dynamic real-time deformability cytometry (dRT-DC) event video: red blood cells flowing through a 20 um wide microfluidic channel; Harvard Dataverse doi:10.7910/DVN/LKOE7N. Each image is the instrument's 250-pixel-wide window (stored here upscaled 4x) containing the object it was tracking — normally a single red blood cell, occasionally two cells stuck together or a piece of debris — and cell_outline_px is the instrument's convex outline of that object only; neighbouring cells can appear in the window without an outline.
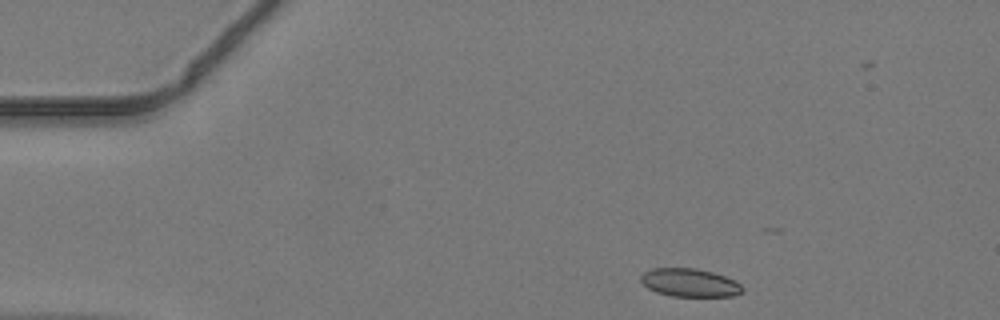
{"species": "common noctule bat (a hibernating species)", "species_latin": "Nyctalus noctula", "temperature_condition": "warm", "stored_images_in_passage": 37, "camera_frame_rate_fps": 3000, "um_per_image_px": 0.085, "animal": {"sex": "male", "body_mass_g": 19.2, "forearm_length_mm": 51.8}, "frame": {"image": 1, "passage_image": 1, "time_ms": 0.0, "image_size_px": [1000, 320], "cell_outline_px": [[744, 288], [740, 292], [732, 296], [672, 296], [656, 292], [648, 288], [640, 280], [640, 276], [644, 272], [652, 268], [696, 268], [712, 272], [736, 280]], "centroid_in_image_um": [58.61, 24.02], "position_along_channel_um": 26.4, "area_um2": 16.65}}
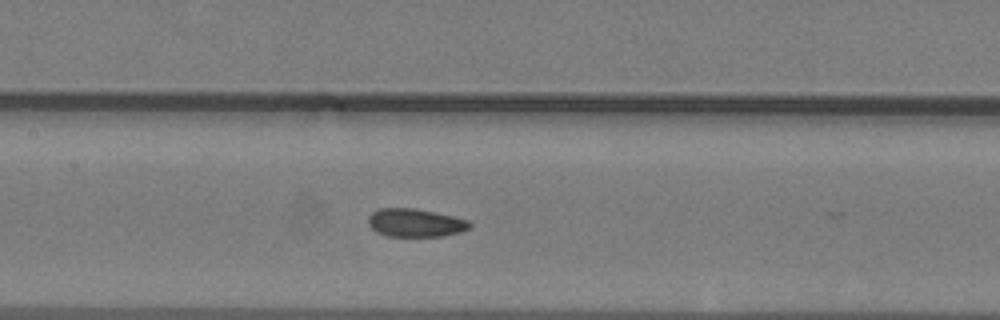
{"frame": {"image": 2, "passage_image": 16, "time_ms": 5.0, "image_size_px": [1000, 320], "cell_outline_px": [[472, 228], [460, 232], [440, 236], [388, 236], [376, 232], [368, 224], [368, 216], [372, 212], [380, 208], [412, 208], [436, 212], [456, 216], [468, 220], [472, 224]], "centroid_in_image_um": [35.33, 18.93], "position_along_channel_um": 172.1, "area_um2": 16.82}}
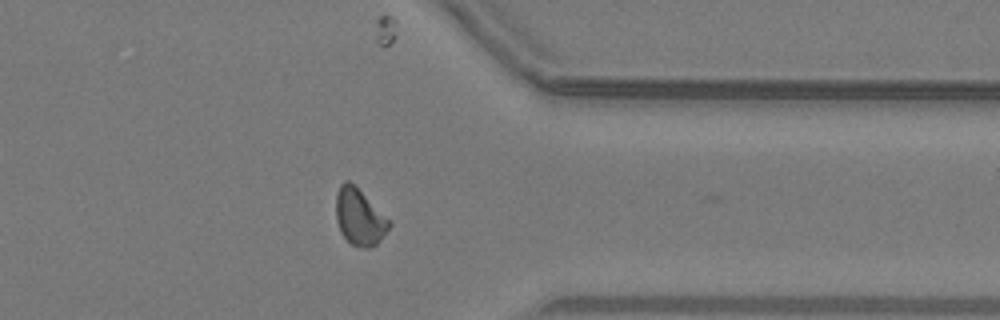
{"frame": {"image": 3, "passage_image": 31, "time_ms": 10.0, "image_size_px": [1000, 320], "cell_outline_px": [[392, 224], [380, 240], [376, 244], [368, 248], [360, 248], [352, 244], [340, 232], [336, 220], [336, 192], [340, 184], [344, 180], [348, 180], [392, 220]], "centroid_in_image_um": [30.56, 18.45], "position_along_channel_um": 380.8, "area_um2": 17.57}}